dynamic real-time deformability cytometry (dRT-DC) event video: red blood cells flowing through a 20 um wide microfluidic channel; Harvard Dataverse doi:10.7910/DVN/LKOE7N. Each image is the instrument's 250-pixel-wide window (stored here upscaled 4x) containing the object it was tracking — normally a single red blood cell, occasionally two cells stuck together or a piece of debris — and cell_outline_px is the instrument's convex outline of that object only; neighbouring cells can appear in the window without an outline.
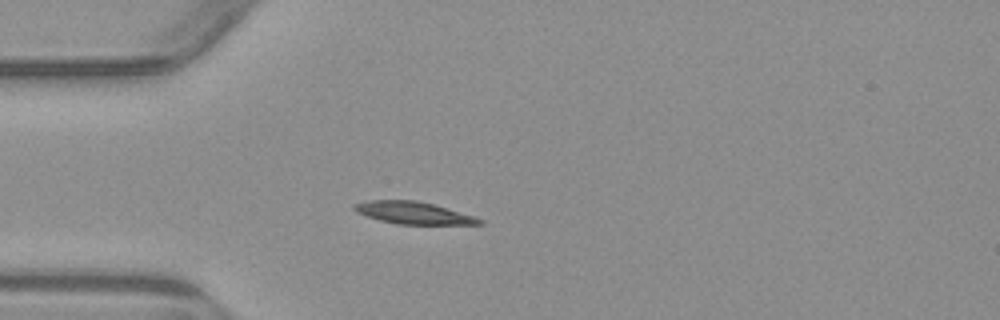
{"species": "common noctule bat (a hibernating species)", "species_latin": "Nyctalus noctula", "temperature_condition": "warm", "stored_images_in_passage": 5, "camera_frame_rate_fps": 3000, "um_per_image_px": 0.085, "animal": {"sex": "male", "body_mass_g": 23.1, "forearm_length_mm": 52.7}, "frame": {"image": 1, "passage_image": 4, "time_ms": 3.667, "image_size_px": [1000, 320], "cell_outline_px": [[484, 224], [396, 224], [380, 220], [356, 212], [352, 208], [352, 204], [368, 200], [416, 200], [432, 204], [472, 216], [484, 220]], "centroid_in_image_um": [35.07, 18.09], "position_along_channel_um": 49.9, "area_um2": 15.95}}